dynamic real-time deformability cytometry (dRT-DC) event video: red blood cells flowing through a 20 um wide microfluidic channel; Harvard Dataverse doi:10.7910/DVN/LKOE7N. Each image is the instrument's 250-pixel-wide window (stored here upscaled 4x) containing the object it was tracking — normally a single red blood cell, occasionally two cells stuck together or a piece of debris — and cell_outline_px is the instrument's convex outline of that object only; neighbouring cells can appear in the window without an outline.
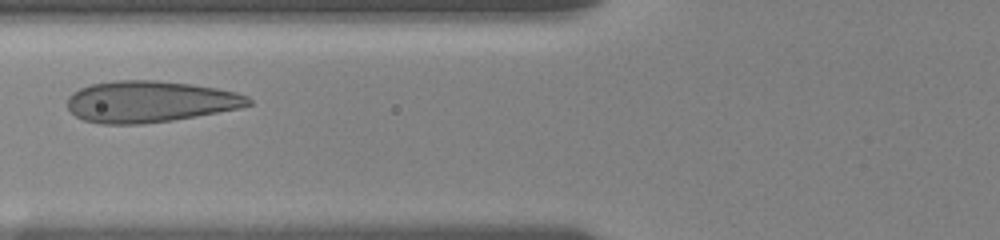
{"species": "human", "species_latin": "Homo sapiens", "temperature_condition": "room temperature", "stored_images_in_passage": 9, "camera_frame_rate_fps": 3000, "um_per_image_px": 0.085, "donor": {"sex": "female"}, "frame": {"image": 1, "passage_image": 8, "time_ms": 4.0, "image_size_px": [1000, 240], "cell_outline_px": [[252, 104], [240, 108], [196, 116], [172, 120], [140, 124], [100, 124], [84, 120], [76, 116], [68, 108], [68, 96], [72, 92], [80, 88], [92, 84], [116, 80], [156, 80], [188, 84], [216, 88], [236, 92], [248, 96], [252, 100]], "centroid_in_image_um": [12.73, 8.64], "position_along_channel_um": 113.1, "area_um2": 43.64}}